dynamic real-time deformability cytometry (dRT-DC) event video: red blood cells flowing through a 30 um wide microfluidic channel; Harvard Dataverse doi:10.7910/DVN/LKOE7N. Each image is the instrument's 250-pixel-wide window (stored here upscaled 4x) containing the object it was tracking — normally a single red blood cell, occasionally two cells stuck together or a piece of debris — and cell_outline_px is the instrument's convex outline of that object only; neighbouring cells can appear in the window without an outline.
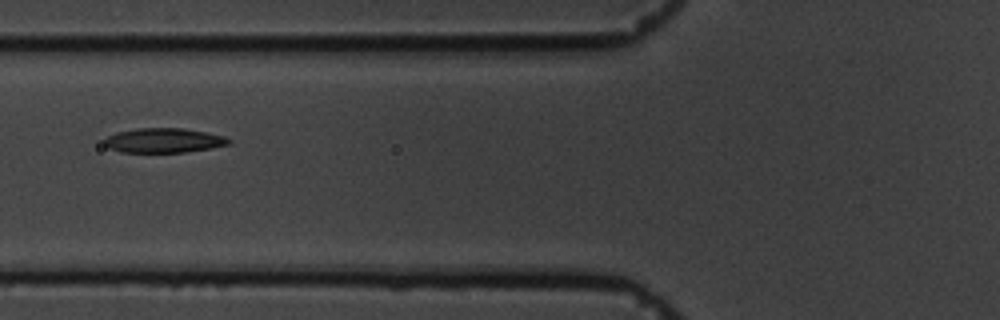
{"species": "common noctule bat (a hibernating species)", "species_latin": "Nyctalus noctula", "temperature_condition": "cold", "stored_images_in_passage": 5, "camera_frame_rate_fps": 3000, "um_per_image_px": 0.085, "animal": {"sex": "male", "body_mass_g": 19.5, "forearm_length_mm": 54.6}, "frame": {"image": 1, "passage_image": 2, "time_ms": 0.333, "image_size_px": [1000, 320], "cell_outline_px": [[232, 144], [212, 148], [184, 152], [120, 152], [108, 148], [104, 144], [104, 140], [108, 136], [116, 132], [136, 128], [184, 128], [208, 132], [224, 136], [232, 140]], "centroid_in_image_um": [13.95, 11.93], "position_along_channel_um": 111.9, "area_um2": 18.03}}